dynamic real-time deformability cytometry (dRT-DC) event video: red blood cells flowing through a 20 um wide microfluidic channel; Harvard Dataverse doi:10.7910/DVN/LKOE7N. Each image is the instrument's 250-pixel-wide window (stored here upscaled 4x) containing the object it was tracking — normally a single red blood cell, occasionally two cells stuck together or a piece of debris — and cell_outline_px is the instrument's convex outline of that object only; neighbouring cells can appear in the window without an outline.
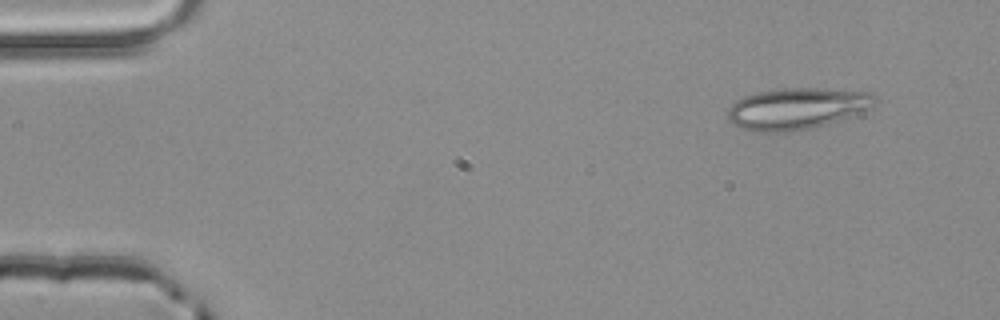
{"species": "common noctule bat (a hibernating species)", "species_latin": "Nyctalus noctula", "temperature_condition": "room temperature", "stored_images_in_passage": 3, "camera_frame_rate_fps": 3000, "um_per_image_px": 0.085, "animal": {"sex": "male", "body_mass_g": 20.4}, "frame": {"image": 1, "passage_image": 1, "time_ms": 0.0, "image_size_px": [1000, 320], "cell_outline_px": [[876, 100], [872, 108], [852, 116], [812, 128], [792, 132], [756, 132], [740, 128], [732, 124], [728, 120], [728, 108], [736, 100], [744, 96], [760, 92], [784, 88], [820, 88], [872, 92], [876, 96]], "centroid_in_image_um": [67.74, 9.23], "position_along_channel_um": 17.3, "area_um2": 35.84}}